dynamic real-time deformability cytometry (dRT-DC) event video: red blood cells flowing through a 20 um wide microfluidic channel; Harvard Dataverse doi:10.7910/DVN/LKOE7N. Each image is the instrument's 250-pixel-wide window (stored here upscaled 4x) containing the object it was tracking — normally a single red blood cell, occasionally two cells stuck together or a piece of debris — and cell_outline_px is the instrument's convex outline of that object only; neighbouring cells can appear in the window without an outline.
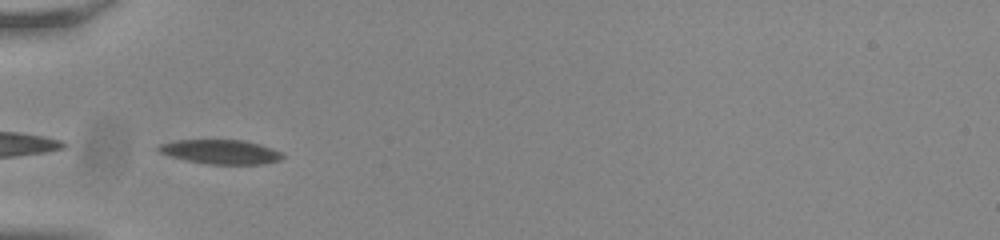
{"species": "common noctule bat (a hibernating species)", "species_latin": "Nyctalus noctula", "temperature_condition": "room temperature", "stored_images_in_passage": 37, "camera_frame_rate_fps": 3000, "um_per_image_px": 0.085, "animal": {"sex": "male", "body_mass_g": 20.0, "forearm_length_mm": 53.3}, "frame": {"image": 1, "passage_image": 1, "time_ms": 0.0, "image_size_px": [1000, 240], "cell_outline_px": [[284, 156], [280, 160], [264, 164], [208, 164], [188, 160], [172, 156], [160, 152], [156, 148], [160, 144], [176, 140], [244, 140], [260, 144], [272, 148], [280, 152]], "centroid_in_image_um": [18.79, 12.9], "position_along_channel_um": 66.2, "area_um2": 17.4}}
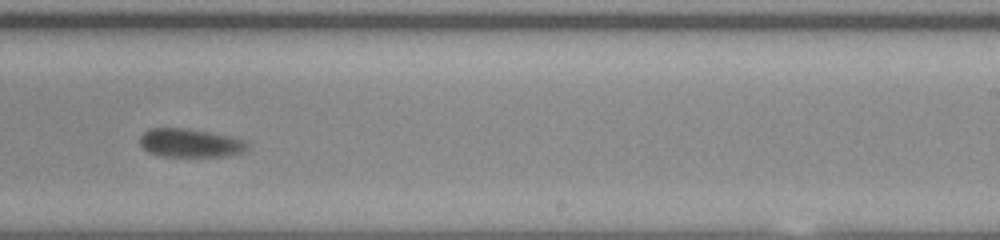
{"frame": {"image": 2, "passage_image": 18, "time_ms": 5.667, "image_size_px": [1000, 240], "cell_outline_px": [[248, 148], [244, 152], [228, 156], [160, 156], [148, 152], [140, 144], [140, 136], [148, 128], [188, 128], [248, 140]], "centroid_in_image_um": [16.18, 12.15], "position_along_channel_um": 272.8, "area_um2": 17.98}}
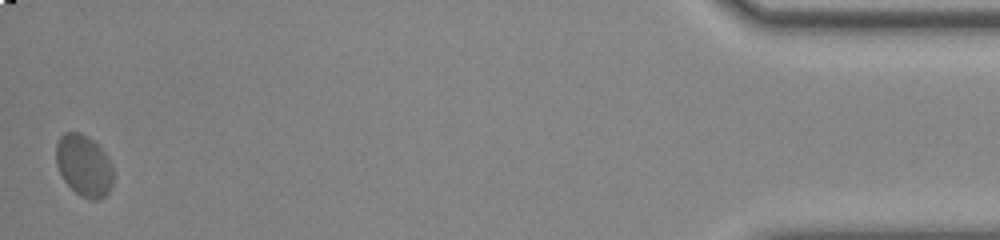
{"frame": {"image": 3, "passage_image": 37, "time_ms": 12.0, "image_size_px": [1000, 240], "cell_outline_px": [[112, 184], [108, 192], [100, 200], [92, 200], [80, 196], [64, 180], [56, 164], [56, 144], [60, 136], [64, 132], [80, 132], [88, 136], [108, 156], [112, 164]], "centroid_in_image_um": [7.13, 14.06], "position_along_channel_um": 428.1, "area_um2": 20.52}, "authors_computed_cell_mechanics": {"area_um2": 18.3226, "velocity_mm_per_s": 3.7049, "shape_relaxation_time_tau1_ms": 4.9662, "shape_relaxation_time_tau2_ms": null, "deformation_change_tau1": 0.1099, "deformation_change_tau2": null}}